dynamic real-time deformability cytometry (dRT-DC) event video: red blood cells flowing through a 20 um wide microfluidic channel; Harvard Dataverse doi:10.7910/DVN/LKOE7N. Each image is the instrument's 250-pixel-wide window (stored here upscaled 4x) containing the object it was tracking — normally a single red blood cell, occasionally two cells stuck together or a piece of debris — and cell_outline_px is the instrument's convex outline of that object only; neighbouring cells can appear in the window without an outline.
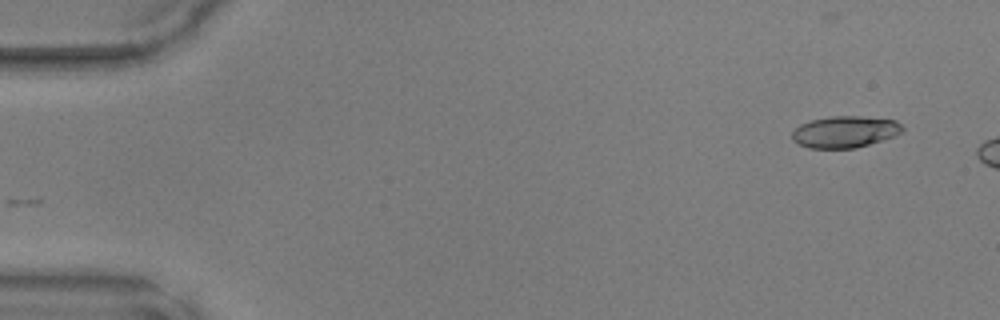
{"species": "common noctule bat (a hibernating species)", "species_latin": "Nyctalus noctula", "temperature_condition": "warm", "stored_images_in_passage": 7, "camera_frame_rate_fps": 3000, "um_per_image_px": 0.085, "animal": {"sex": "male", "body_mass_g": 17.9, "forearm_length_mm": 54.2}, "frame": {"image": 1, "passage_image": 1, "time_ms": 0.0, "image_size_px": [1000, 320], "cell_outline_px": [[904, 132], [896, 136], [856, 148], [808, 148], [792, 140], [792, 132], [800, 124], [812, 120], [832, 116], [860, 116], [896, 120], [904, 128]], "centroid_in_image_um": [71.85, 11.21], "position_along_channel_um": 13.1, "area_um2": 20.4}}